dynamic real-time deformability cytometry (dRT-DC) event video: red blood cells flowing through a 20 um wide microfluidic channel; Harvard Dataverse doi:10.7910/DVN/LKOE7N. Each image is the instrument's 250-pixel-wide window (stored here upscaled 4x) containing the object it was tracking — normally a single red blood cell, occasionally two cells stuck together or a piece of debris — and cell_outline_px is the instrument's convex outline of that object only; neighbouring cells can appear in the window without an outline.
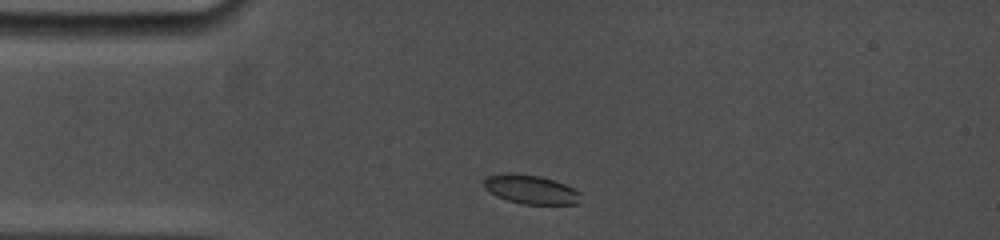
{"species": "common noctule bat (a hibernating species)", "species_latin": "Nyctalus noctula", "temperature_condition": "cold", "stored_images_in_passage": 4, "camera_frame_rate_fps": 5000, "um_per_image_px": 0.085, "animal": {"sex": "female", "body_mass_g": 19.0, "forearm_length_mm": 53.3}, "frame": {"image": 1, "passage_image": 1, "time_ms": 0.0, "image_size_px": [1000, 240], "cell_outline_px": [[580, 204], [524, 204], [508, 200], [496, 196], [484, 188], [484, 180], [488, 176], [508, 172], [512, 172], [540, 176], [564, 184], [580, 192]], "centroid_in_image_um": [45.11, 16.1], "position_along_channel_um": 39.9, "area_um2": 16.3}}
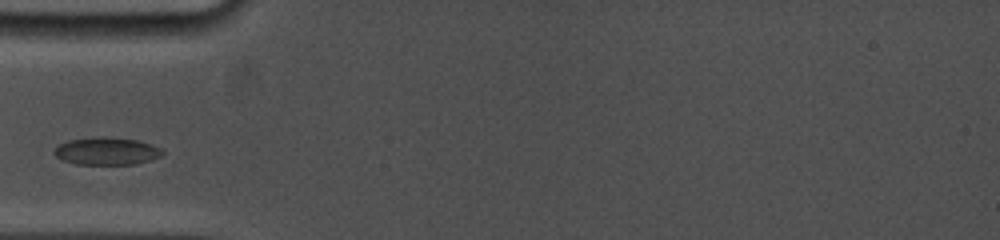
{"frame": {"image": 2, "passage_image": 3, "time_ms": 1.6, "image_size_px": [1000, 240], "cell_outline_px": [[164, 152], [160, 156], [136, 164], [76, 164], [64, 160], [56, 156], [52, 152], [60, 144], [68, 140], [100, 136], [104, 136], [136, 140], [152, 144], [160, 148]], "centroid_in_image_um": [9.06, 12.84], "position_along_channel_um": 75.9, "area_um2": 17.22}}